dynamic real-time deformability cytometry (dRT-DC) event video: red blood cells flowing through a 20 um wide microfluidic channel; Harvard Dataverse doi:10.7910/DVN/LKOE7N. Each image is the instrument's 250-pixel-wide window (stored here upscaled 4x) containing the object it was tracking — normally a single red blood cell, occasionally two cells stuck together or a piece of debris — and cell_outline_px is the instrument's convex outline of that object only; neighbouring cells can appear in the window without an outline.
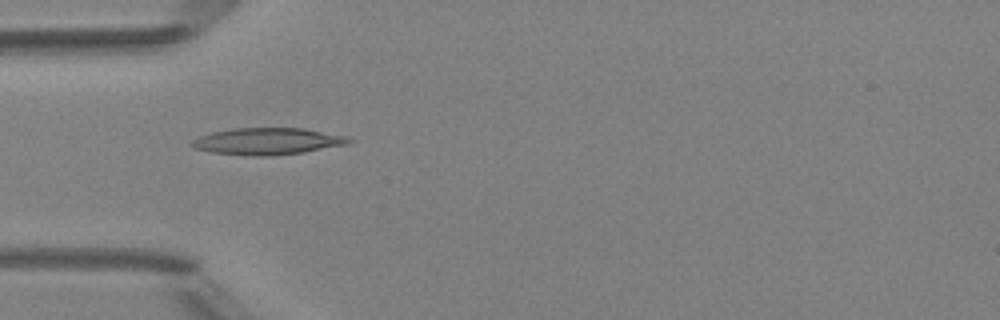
{"species": "Egyptian fruit bat (a non-hibernating species)", "species_latin": "Rousettus aegyptiacus", "temperature_condition": "room temperature", "stored_images_in_passage": 36, "camera_frame_rate_fps": 3000, "um_per_image_px": 0.085, "animal": {"sex": "female"}, "frame": {"image": 1, "passage_image": 2, "time_ms": 0.333, "image_size_px": [1000, 320], "cell_outline_px": [[352, 140], [344, 144], [304, 152], [272, 156], [252, 156], [212, 152], [196, 148], [188, 144], [192, 140], [200, 136], [212, 132], [232, 128], [304, 128], [344, 136]], "centroid_in_image_um": [22.67, 12.01], "position_along_channel_um": 62.3, "area_um2": 24.22}}
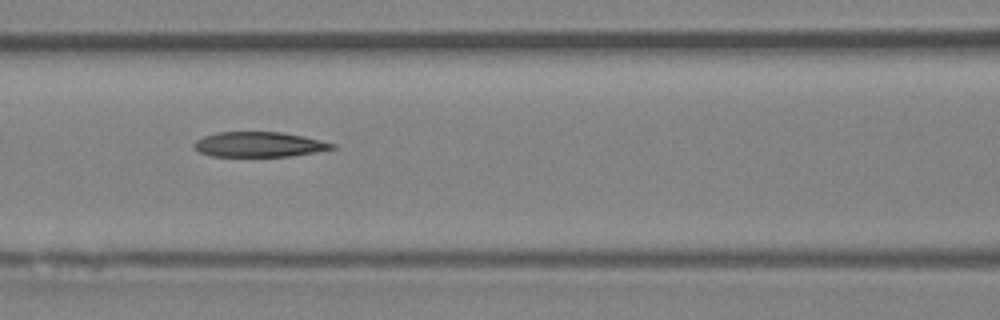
{"frame": {"image": 2, "passage_image": 8, "time_ms": 2.333, "image_size_px": [1000, 320], "cell_outline_px": [[336, 148], [316, 152], [292, 156], [212, 156], [200, 152], [192, 144], [196, 140], [204, 136], [216, 132], [280, 132], [304, 136], [336, 144]], "centroid_in_image_um": [22.04, 12.27], "position_along_channel_um": 144.6, "area_um2": 20.11}}
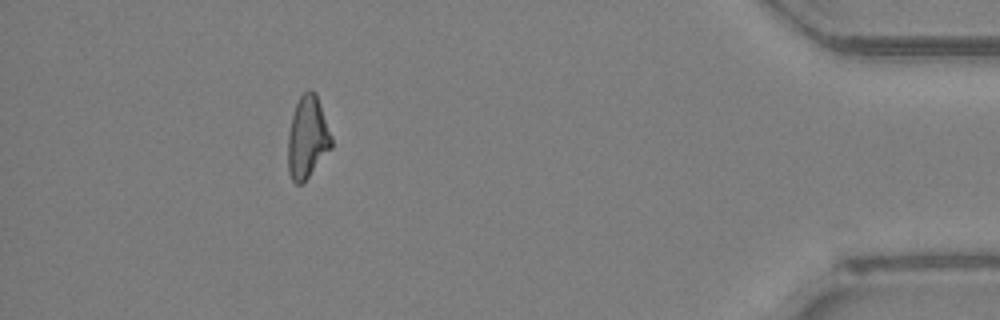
{"frame": {"image": 3, "passage_image": 31, "time_ms": 10.0, "image_size_px": [1000, 320], "cell_outline_px": [[332, 148], [308, 176], [300, 184], [296, 184], [292, 180], [288, 172], [288, 132], [292, 116], [296, 104], [300, 96], [308, 88], [312, 88], [316, 92], [332, 136]], "centroid_in_image_um": [26.13, 11.64], "position_along_channel_um": 409.1, "area_um2": 20.87}, "authors_computed_cell_mechanics": {"area_um2": 21.0103, "velocity_mm_per_s": 4.1807, "shape_relaxation_time_tau1_ms": null, "shape_relaxation_time_tau2_ms": 4.333, "deformation_change_tau1": null, "deformation_change_tau2": 0.1656}}